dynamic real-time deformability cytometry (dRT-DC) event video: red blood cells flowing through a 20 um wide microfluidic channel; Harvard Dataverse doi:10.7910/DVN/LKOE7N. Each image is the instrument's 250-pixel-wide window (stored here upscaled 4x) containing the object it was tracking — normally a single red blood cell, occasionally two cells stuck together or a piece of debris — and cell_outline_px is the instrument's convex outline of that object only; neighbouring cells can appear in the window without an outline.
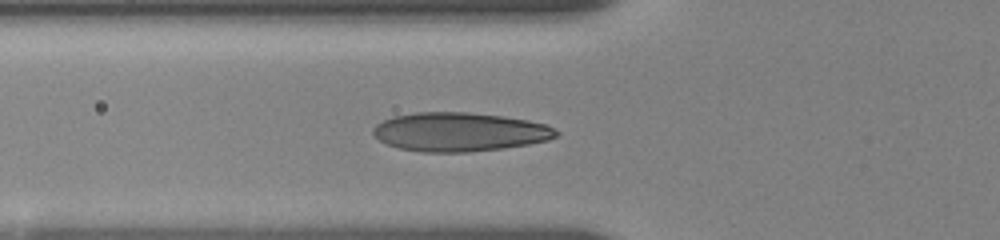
{"species": "human", "species_latin": "Homo sapiens", "temperature_condition": "room temperature", "stored_images_in_passage": 23, "camera_frame_rate_fps": 3000, "um_per_image_px": 0.085, "donor": {"sex": "female"}, "frame": {"image": 1, "passage_image": 20, "time_ms": 6.333, "image_size_px": [1000, 240], "cell_outline_px": [[560, 132], [556, 136], [548, 140], [528, 144], [504, 148], [468, 152], [424, 152], [400, 148], [388, 144], [372, 136], [372, 128], [376, 124], [392, 116], [416, 112], [468, 112], [504, 116], [528, 120], [544, 124]], "centroid_in_image_um": [39.03, 11.21], "position_along_channel_um": 86.8, "area_um2": 41.5}}
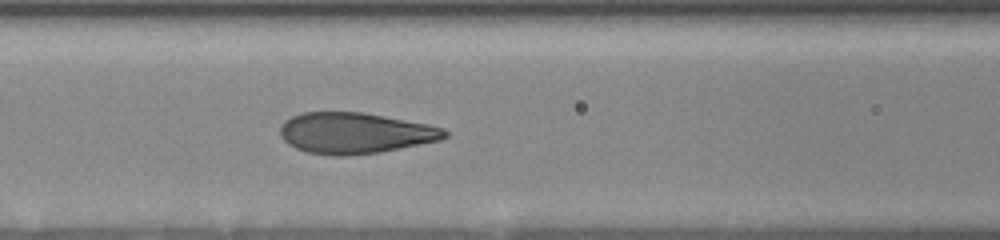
{"frame": {"image": 2, "passage_image": 23, "time_ms": 7.667, "image_size_px": [1000, 240], "cell_outline_px": [[448, 136], [440, 140], [380, 152], [344, 156], [332, 156], [308, 152], [296, 148], [288, 144], [280, 136], [280, 124], [284, 120], [292, 116], [304, 112], [360, 112], [384, 116], [428, 124], [444, 128], [448, 132]], "centroid_in_image_um": [30.15, 11.31], "position_along_channel_um": 136.4, "area_um2": 39.3}}